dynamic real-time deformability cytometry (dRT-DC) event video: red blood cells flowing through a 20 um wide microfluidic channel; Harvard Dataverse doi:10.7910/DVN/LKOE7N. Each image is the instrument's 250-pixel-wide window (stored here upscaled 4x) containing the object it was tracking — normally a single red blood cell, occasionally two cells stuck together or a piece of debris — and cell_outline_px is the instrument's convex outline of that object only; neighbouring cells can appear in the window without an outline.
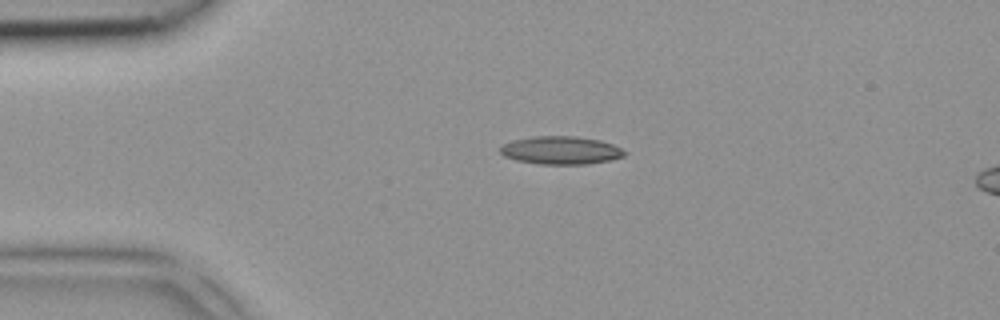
{"species": "common noctule bat (a hibernating species)", "species_latin": "Nyctalus noctula", "temperature_condition": "room temperature", "stored_images_in_passage": 3, "camera_frame_rate_fps": 3000, "um_per_image_px": 0.085, "animal": {"sex": "female", "body_mass_g": 18.4}, "frame": {"image": 1, "passage_image": 1, "time_ms": 0.0, "image_size_px": [1000, 320], "cell_outline_px": [[628, 152], [624, 156], [608, 160], [588, 164], [540, 164], [516, 160], [504, 156], [500, 152], [500, 144], [512, 140], [532, 136], [576, 136], [600, 140], [612, 144]], "centroid_in_image_um": [47.64, 12.77], "position_along_channel_um": 37.4, "area_um2": 20.4}}